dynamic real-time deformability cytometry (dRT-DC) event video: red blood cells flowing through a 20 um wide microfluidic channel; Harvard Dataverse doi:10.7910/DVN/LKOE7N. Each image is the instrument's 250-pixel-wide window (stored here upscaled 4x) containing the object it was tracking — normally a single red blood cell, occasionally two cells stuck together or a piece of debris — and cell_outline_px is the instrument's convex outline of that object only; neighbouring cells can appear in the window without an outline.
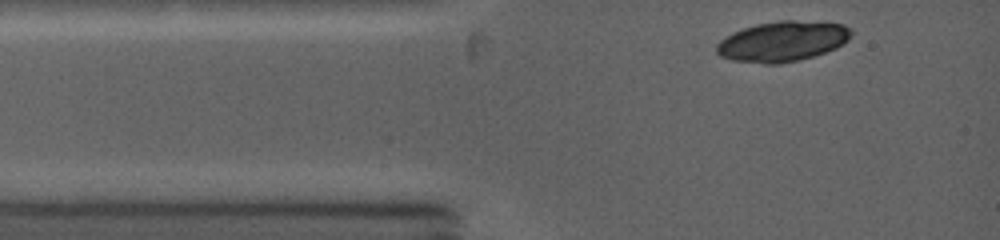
{"species": "common noctule bat (a hibernating species)", "species_latin": "Nyctalus noctula", "temperature_condition": "warm", "stored_images_in_passage": 2, "camera_frame_rate_fps": 5000, "um_per_image_px": 0.085, "animal": {"sex": "female", "body_mass_g": 19.0, "forearm_length_mm": 53.3}, "frame": {"image": 1, "passage_image": 1, "time_ms": 0.0, "image_size_px": [1000, 240], "cell_outline_px": [[852, 36], [848, 40], [836, 48], [800, 60], [780, 64], [764, 64], [732, 60], [720, 56], [716, 52], [716, 44], [720, 40], [732, 32], [756, 24], [780, 20], [792, 20], [844, 24], [852, 28]], "centroid_in_image_um": [66.51, 3.52], "position_along_channel_um": 18.5, "area_um2": 31.73}}